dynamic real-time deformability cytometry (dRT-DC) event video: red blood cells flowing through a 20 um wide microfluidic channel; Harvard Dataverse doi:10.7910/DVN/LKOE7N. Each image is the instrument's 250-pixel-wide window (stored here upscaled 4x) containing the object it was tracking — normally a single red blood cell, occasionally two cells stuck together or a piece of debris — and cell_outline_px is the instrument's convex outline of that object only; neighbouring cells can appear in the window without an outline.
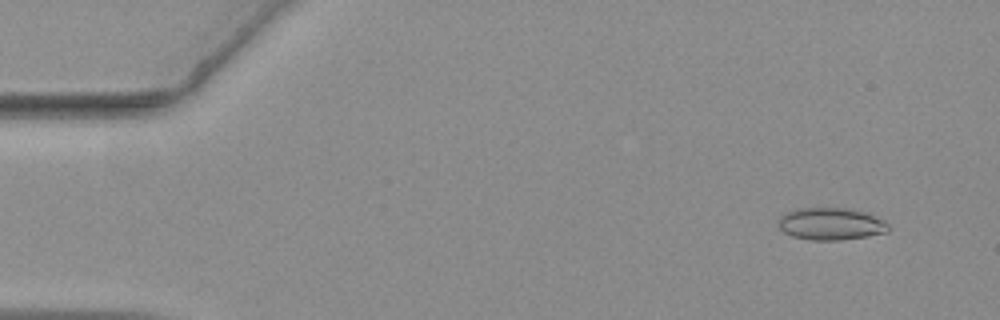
{"species": "common noctule bat (a hibernating species)", "species_latin": "Nyctalus noctula", "temperature_condition": "warm", "stored_images_in_passage": 14, "camera_frame_rate_fps": 3000, "um_per_image_px": 0.085, "animal": {"sex": "female", "body_mass_g": 19.3, "forearm_length_mm": 54.1}, "frame": {"image": 1, "passage_image": 5, "time_ms": 1.333, "image_size_px": [1000, 320], "cell_outline_px": [[888, 232], [868, 236], [840, 240], [812, 240], [792, 236], [784, 232], [776, 224], [780, 216], [788, 212], [800, 208], [848, 208], [864, 212], [884, 220], [888, 224]], "centroid_in_image_um": [70.61, 19.03], "position_along_channel_um": 14.4, "area_um2": 20.63}}